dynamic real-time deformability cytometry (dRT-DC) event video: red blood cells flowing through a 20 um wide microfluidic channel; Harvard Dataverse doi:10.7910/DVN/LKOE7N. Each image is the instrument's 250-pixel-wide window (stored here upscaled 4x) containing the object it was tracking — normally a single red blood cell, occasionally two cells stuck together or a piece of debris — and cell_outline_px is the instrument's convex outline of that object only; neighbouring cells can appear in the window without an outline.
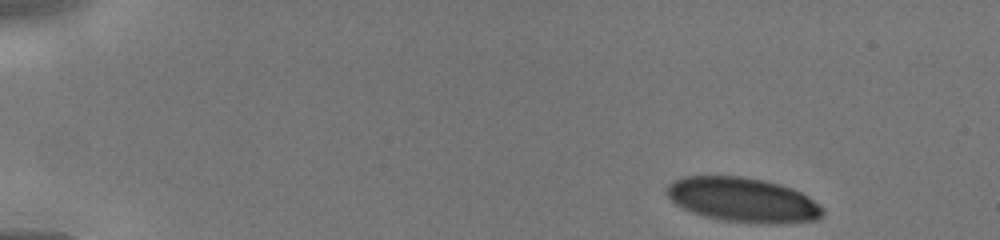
{"species": "human", "species_latin": "Homo sapiens", "temperature_condition": "cold", "stored_images_in_passage": 40, "camera_frame_rate_fps": 3000, "um_per_image_px": 0.085, "donor": {"sex": "male"}, "frame": {"image": 1, "passage_image": 1, "time_ms": 0.0, "image_size_px": [1000, 240], "cell_outline_px": [[824, 216], [820, 220], [780, 224], [760, 224], [724, 220], [704, 216], [692, 212], [676, 204], [668, 196], [668, 184], [684, 176], [740, 176], [780, 184], [792, 188], [808, 196], [824, 208]], "centroid_in_image_um": [63.22, 17.01], "position_along_channel_um": 21.8, "area_um2": 40.52}}
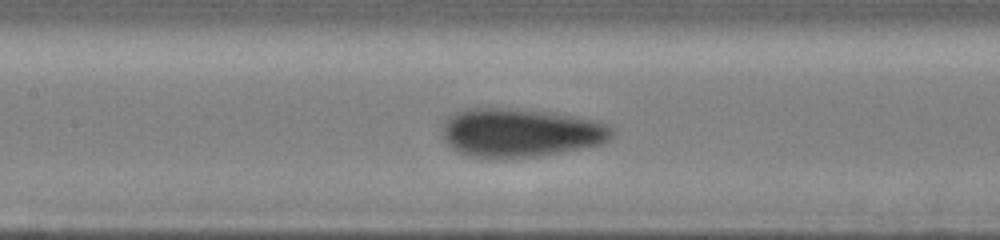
{"frame": {"image": 2, "passage_image": 23, "time_ms": 5.667, "image_size_px": [1000, 240], "cell_outline_px": [[616, 132], [608, 140], [600, 144], [580, 148], [536, 156], [496, 160], [468, 156], [456, 152], [444, 140], [444, 124], [448, 116], [468, 108], [500, 108], [552, 112], [600, 120], [608, 124]], "centroid_in_image_um": [44.24, 11.29], "position_along_channel_um": 163.2, "area_um2": 48.49}}
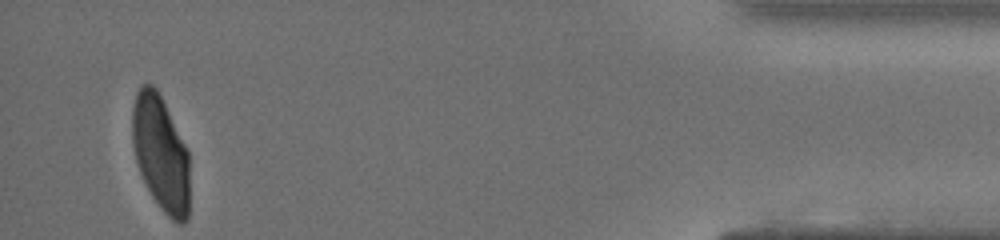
{"frame": {"image": 3, "passage_image": 39, "time_ms": 12.667, "image_size_px": [1000, 240], "cell_outline_px": [[188, 220], [184, 224], [180, 224], [172, 220], [160, 208], [152, 196], [140, 172], [136, 160], [132, 144], [132, 108], [136, 92], [140, 84], [152, 84], [156, 88], [188, 152]], "centroid_in_image_um": [13.64, 13.05], "position_along_channel_um": 421.6, "area_um2": 38.15}}